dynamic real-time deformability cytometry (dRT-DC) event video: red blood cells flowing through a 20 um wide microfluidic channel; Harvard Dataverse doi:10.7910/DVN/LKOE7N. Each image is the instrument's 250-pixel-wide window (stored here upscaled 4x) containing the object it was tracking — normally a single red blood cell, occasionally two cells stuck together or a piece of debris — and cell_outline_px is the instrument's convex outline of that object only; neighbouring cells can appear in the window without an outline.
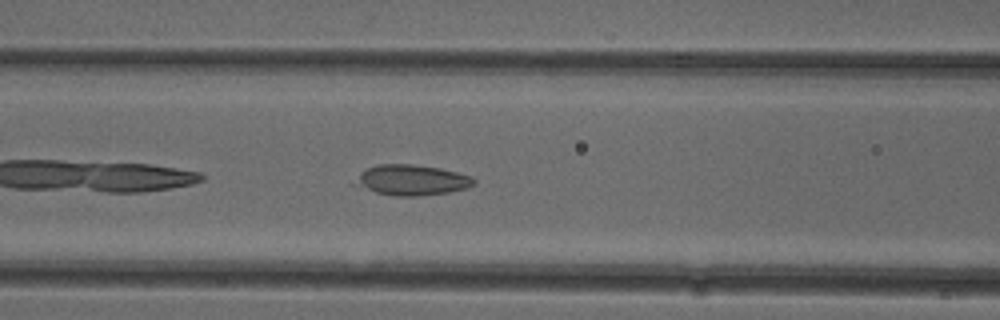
{"species": "common noctule bat (a hibernating species)", "species_latin": "Nyctalus noctula", "temperature_condition": "cold", "stored_images_in_passage": 37, "camera_frame_rate_fps": 3000, "um_per_image_px": 0.085, "animal": {"sex": "female"}, "frame": {"image": 1, "passage_image": 7, "time_ms": 2.0, "image_size_px": [1000, 320], "cell_outline_px": [[476, 184], [468, 188], [448, 192], [416, 196], [396, 196], [376, 192], [360, 184], [360, 172], [368, 168], [380, 164], [412, 164], [440, 168], [472, 176], [476, 180]], "centroid_in_image_um": [35.14, 15.3], "position_along_channel_um": 131.5, "area_um2": 20.52}}
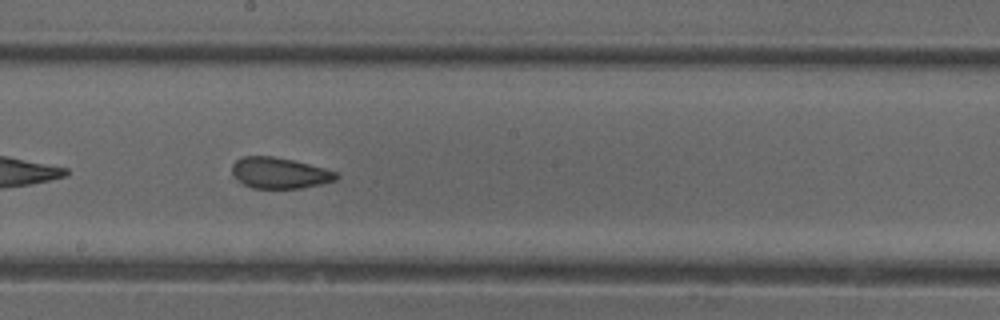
{"frame": {"image": 2, "passage_image": 14, "time_ms": 4.333, "image_size_px": [1000, 320], "cell_outline_px": [[340, 176], [336, 180], [320, 184], [300, 188], [252, 188], [244, 184], [232, 172], [232, 164], [236, 160], [244, 156], [272, 156], [292, 160], [324, 168], [336, 172]], "centroid_in_image_um": [23.77, 14.7], "position_along_channel_um": 224.4, "area_um2": 18.55}}
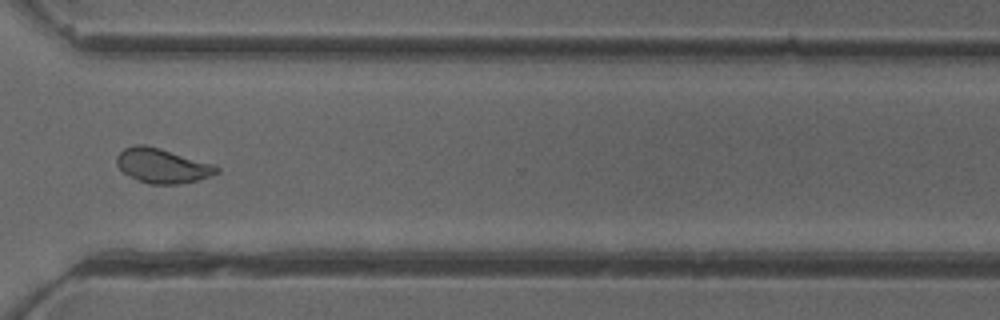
{"frame": {"image": 3, "passage_image": 24, "time_ms": 7.667, "image_size_px": [1000, 320], "cell_outline_px": [[220, 172], [212, 176], [180, 184], [148, 184], [124, 172], [116, 164], [116, 156], [124, 148], [136, 144], [144, 144], [160, 148], [212, 164], [220, 168]], "centroid_in_image_um": [13.8, 14.08], "position_along_channel_um": 356.8, "area_um2": 19.94}, "authors_computed_cell_mechanics": {"area_um2": 20.0566, "velocity_mm_per_s": 3.9778, "shape_relaxation_time_tau1_ms": null, "shape_relaxation_time_tau2_ms": 1.4308, "deformation_change_tau1": null, "deformation_change_tau2": 0.0679}}